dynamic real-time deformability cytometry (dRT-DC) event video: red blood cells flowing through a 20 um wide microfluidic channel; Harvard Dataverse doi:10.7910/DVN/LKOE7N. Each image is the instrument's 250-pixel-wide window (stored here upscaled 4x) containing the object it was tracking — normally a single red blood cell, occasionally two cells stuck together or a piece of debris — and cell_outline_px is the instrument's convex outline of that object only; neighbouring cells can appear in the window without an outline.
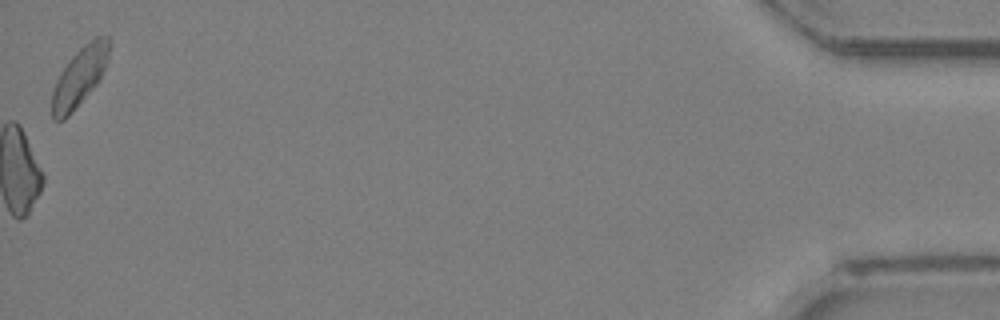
{"species": "Egyptian fruit bat (a non-hibernating species)", "species_latin": "Rousettus aegyptiacus", "temperature_condition": "room temperature", "stored_images_in_passage": 33, "camera_frame_rate_fps": 3000, "um_per_image_px": 0.085, "animal": {"sex": "female"}, "frame": {"image": 1, "passage_image": 33, "time_ms": 10.667, "image_size_px": [1000, 320], "cell_outline_px": [[112, 44], [108, 60], [100, 80], [68, 116], [64, 120], [52, 120], [52, 92], [56, 80], [60, 72], [72, 56], [84, 44], [96, 36], [108, 36]], "centroid_in_image_um": [6.79, 6.48], "position_along_channel_um": 428.4, "area_um2": 19.71}}